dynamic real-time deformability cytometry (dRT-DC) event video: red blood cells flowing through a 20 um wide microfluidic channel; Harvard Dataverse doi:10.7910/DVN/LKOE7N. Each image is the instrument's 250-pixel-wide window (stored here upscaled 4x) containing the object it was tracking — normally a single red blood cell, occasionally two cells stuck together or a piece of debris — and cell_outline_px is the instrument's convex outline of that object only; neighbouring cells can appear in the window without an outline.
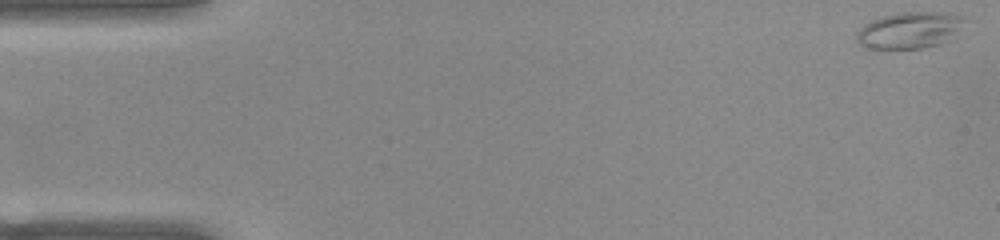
{"species": "common noctule bat (a hibernating species)", "species_latin": "Nyctalus noctula", "temperature_condition": "warm", "stored_images_in_passage": 14, "camera_frame_rate_fps": 3000, "um_per_image_px": 0.085, "animal": {"sex": "female", "body_mass_g": 22.0, "forearm_length_mm": 56.7}, "frame": {"image": 1, "passage_image": 1, "time_ms": 0.0, "image_size_px": [1000, 240], "cell_outline_px": [[964, 20], [948, 40], [924, 48], [872, 48], [860, 44], [856, 40], [856, 36], [860, 28], [864, 24], [872, 20], [884, 16], [904, 12], [936, 12], [964, 16]], "centroid_in_image_um": [77.26, 2.56], "position_along_channel_um": 7.7, "area_um2": 22.2}}